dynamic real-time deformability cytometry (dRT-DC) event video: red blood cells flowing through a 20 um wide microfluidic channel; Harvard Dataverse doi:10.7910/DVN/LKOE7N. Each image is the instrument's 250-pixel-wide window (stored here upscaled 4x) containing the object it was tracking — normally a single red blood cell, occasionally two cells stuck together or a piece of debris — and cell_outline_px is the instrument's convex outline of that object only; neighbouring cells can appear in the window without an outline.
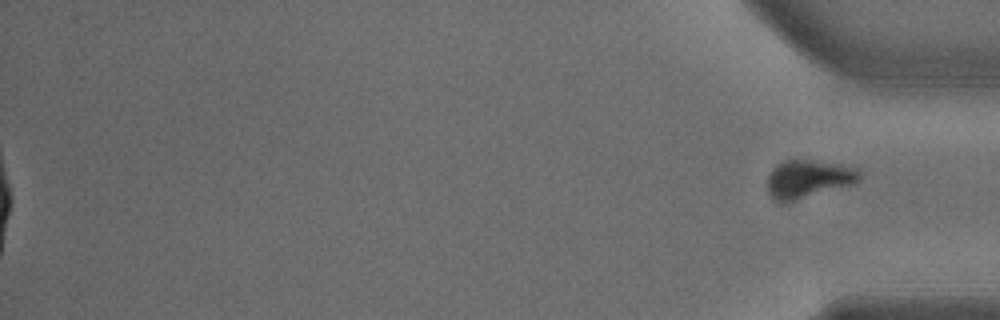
{"species": "common noctule bat (a hibernating species)", "species_latin": "Nyctalus noctula", "temperature_condition": "warm", "stored_images_in_passage": 50, "segment_of_instrument_passage": [2, 2], "camera_frame_rate_fps": 3000, "um_per_image_px": 0.085, "animal": {"sex": "male", "body_mass_g": 18.8}, "frame": {"image": 1, "passage_image": 50, "time_ms": 16.333, "image_size_px": [1000, 320], "cell_outline_px": [[860, 180], [852, 184], [788, 204], [780, 204], [772, 200], [768, 192], [768, 176], [772, 168], [776, 164], [784, 160], [812, 160], [840, 164], [856, 168], [860, 172]], "centroid_in_image_um": [68.65, 15.25], "position_along_channel_um": 366.5, "area_um2": 20.98}}